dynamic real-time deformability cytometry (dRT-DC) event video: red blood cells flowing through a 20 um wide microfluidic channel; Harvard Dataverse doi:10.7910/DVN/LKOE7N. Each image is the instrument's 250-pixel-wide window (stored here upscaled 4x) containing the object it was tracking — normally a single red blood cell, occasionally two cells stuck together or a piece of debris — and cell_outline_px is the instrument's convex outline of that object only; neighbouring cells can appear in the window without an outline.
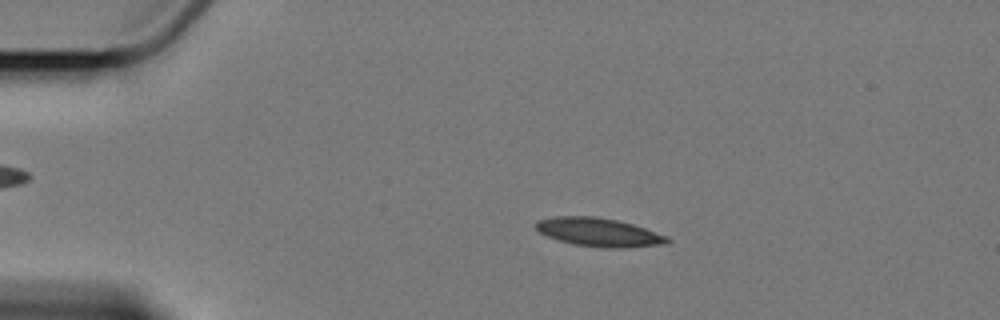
{"species": "Egyptian fruit bat (a non-hibernating species)", "species_latin": "Rousettus aegyptiacus", "temperature_condition": "cold", "stored_images_in_passage": 5, "camera_frame_rate_fps": 3000, "um_per_image_px": 0.085, "animal": {"sex": "female"}, "frame": {"image": 1, "passage_image": 3, "time_ms": 2.333, "image_size_px": [1000, 320], "cell_outline_px": [[672, 240], [668, 244], [624, 248], [604, 248], [576, 244], [560, 240], [548, 236], [540, 232], [536, 228], [536, 224], [540, 220], [556, 216], [596, 216], [616, 220], [632, 224], [668, 236]], "centroid_in_image_um": [50.98, 19.75], "position_along_channel_um": 34.0, "area_um2": 21.68}}
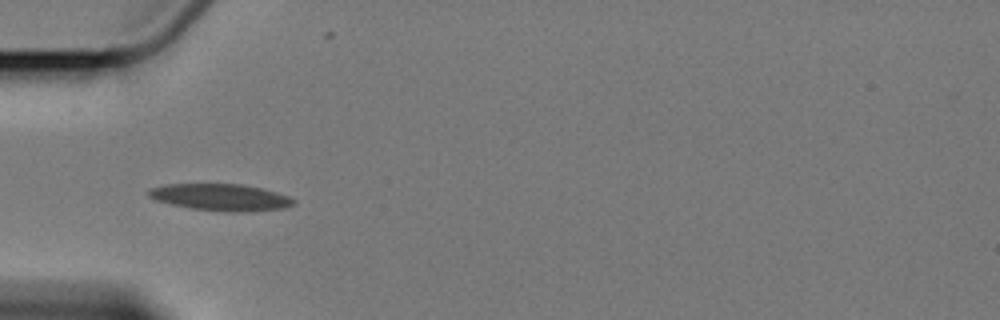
{"frame": {"image": 2, "passage_image": 5, "time_ms": 4.667, "image_size_px": [1000, 320], "cell_outline_px": [[296, 204], [284, 208], [240, 212], [224, 212], [192, 208], [172, 204], [156, 200], [148, 196], [148, 192], [152, 188], [168, 184], [244, 184], [276, 192], [288, 196], [296, 200]], "centroid_in_image_um": [18.8, 16.77], "position_along_channel_um": 66.2, "area_um2": 22.48}}